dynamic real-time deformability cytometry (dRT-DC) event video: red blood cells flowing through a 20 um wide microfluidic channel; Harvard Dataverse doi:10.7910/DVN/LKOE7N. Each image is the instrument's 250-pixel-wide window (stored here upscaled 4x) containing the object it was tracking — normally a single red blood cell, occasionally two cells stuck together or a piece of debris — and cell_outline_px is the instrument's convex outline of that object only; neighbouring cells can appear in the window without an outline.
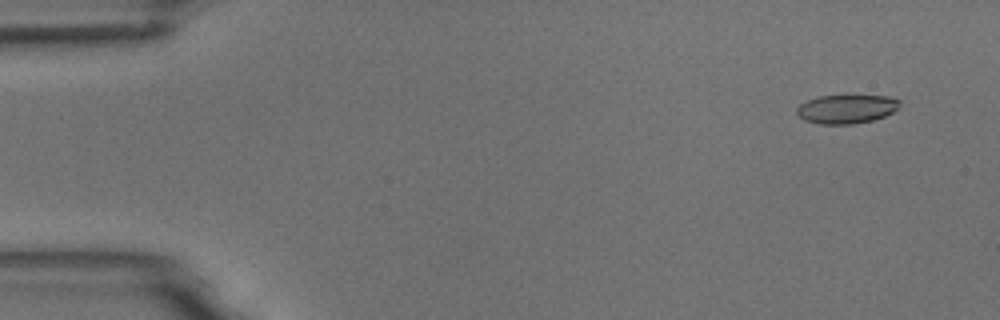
{"species": "common noctule bat (a hibernating species)", "species_latin": "Nyctalus noctula", "temperature_condition": "room temperature", "stored_images_in_passage": 4, "camera_frame_rate_fps": 3000, "um_per_image_px": 0.085, "animal": {"sex": "male", "body_mass_g": 18.8}, "frame": {"image": 1, "passage_image": 2, "time_ms": 1.0, "image_size_px": [1000, 320], "cell_outline_px": [[900, 108], [884, 116], [872, 120], [852, 124], [820, 124], [804, 120], [796, 112], [796, 108], [800, 104], [808, 100], [820, 96], [844, 92], [892, 96], [900, 100]], "centroid_in_image_um": [72.0, 9.19], "position_along_channel_um": 13.0, "area_um2": 18.26}}